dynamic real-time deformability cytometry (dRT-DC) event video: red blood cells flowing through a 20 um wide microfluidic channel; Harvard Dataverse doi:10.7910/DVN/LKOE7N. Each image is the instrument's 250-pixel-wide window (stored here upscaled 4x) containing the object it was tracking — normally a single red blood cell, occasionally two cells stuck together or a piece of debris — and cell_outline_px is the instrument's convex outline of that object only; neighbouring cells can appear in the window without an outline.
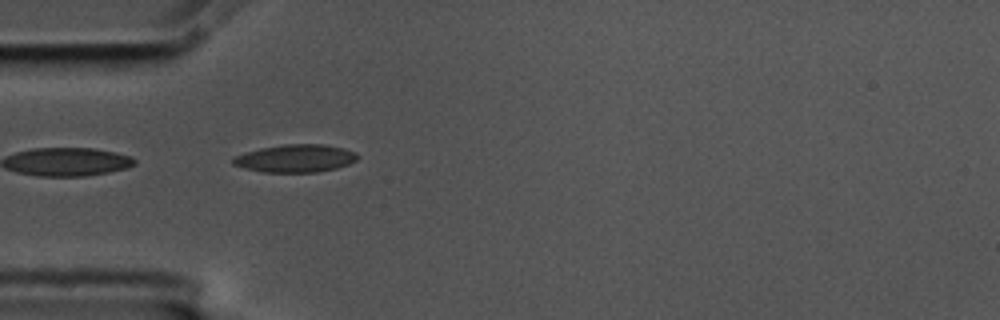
{"species": "common noctule bat (a hibernating species)", "species_latin": "Nyctalus noctula", "temperature_condition": "cold", "stored_images_in_passage": 40, "camera_frame_rate_fps": 3000, "um_per_image_px": 0.085, "animal": {"sex": "male", "body_mass_g": 17.5, "forearm_length_mm": 52.3}, "frame": {"image": 1, "passage_image": 1, "time_ms": 0.0, "image_size_px": [1000, 320], "cell_outline_px": [[360, 156], [356, 160], [348, 164], [336, 168], [316, 172], [264, 172], [244, 168], [232, 164], [232, 156], [260, 148], [284, 144], [324, 144], [356, 152]], "centroid_in_image_um": [25.09, 13.46], "position_along_channel_um": 59.9, "area_um2": 20.11}}
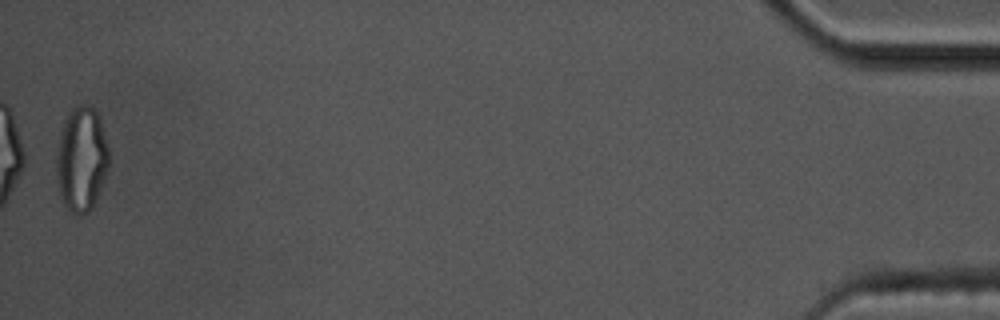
{"frame": {"image": 2, "passage_image": 40, "time_ms": 13.0, "image_size_px": [1000, 320], "cell_outline_px": [[108, 164], [104, 180], [96, 200], [92, 208], [88, 212], [76, 216], [64, 204], [60, 196], [56, 180], [56, 152], [64, 120], [68, 112], [72, 108], [80, 104], [88, 104], [96, 112], [100, 120], [108, 148]], "centroid_in_image_um": [6.9, 13.54], "position_along_channel_um": 428.3, "area_um2": 32.02}, "authors_computed_cell_mechanics": {"area_um2": 19.5364, "velocity_mm_per_s": 3.5731, "shape_relaxation_time_tau1_ms": null, "shape_relaxation_time_tau2_ms": 1.5128, "deformation_change_tau1": null, "deformation_change_tau2": 0.0648}}